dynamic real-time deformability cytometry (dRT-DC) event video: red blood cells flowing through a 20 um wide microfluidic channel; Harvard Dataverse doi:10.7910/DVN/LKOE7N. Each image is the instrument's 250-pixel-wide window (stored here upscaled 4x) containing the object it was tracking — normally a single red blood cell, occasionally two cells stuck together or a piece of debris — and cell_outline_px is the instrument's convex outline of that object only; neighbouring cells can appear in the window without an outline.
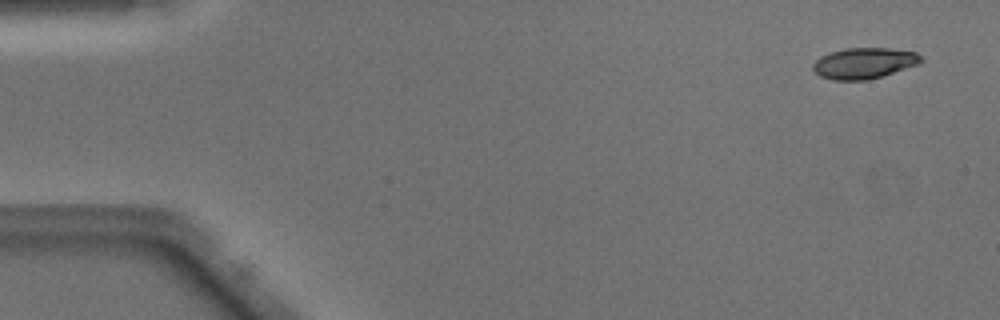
{"species": "Egyptian fruit bat (a non-hibernating species)", "species_latin": "Rousettus aegyptiacus", "temperature_condition": "warm", "stored_images_in_passage": 50, "camera_frame_rate_fps": 3000, "um_per_image_px": 0.085, "animal": {"sex": "male"}, "frame": {"image": 1, "passage_image": 3, "time_ms": 0.667, "image_size_px": [1000, 320], "cell_outline_px": [[924, 60], [920, 64], [868, 80], [832, 80], [820, 76], [812, 68], [812, 64], [820, 56], [844, 48], [888, 48], [916, 52]], "centroid_in_image_um": [73.45, 5.37], "position_along_channel_um": 11.6, "area_um2": 19.48}}
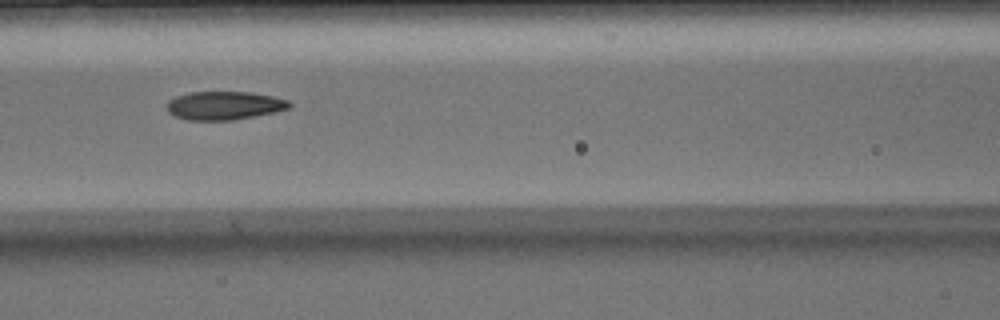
{"frame": {"image": 2, "passage_image": 22, "time_ms": 7.0, "image_size_px": [1000, 320], "cell_outline_px": [[292, 104], [288, 108], [272, 112], [232, 120], [188, 120], [176, 116], [168, 112], [168, 100], [176, 96], [192, 92], [248, 92], [272, 96], [288, 100]], "centroid_in_image_um": [19.04, 8.96], "position_along_channel_um": 147.6, "area_um2": 19.94}}
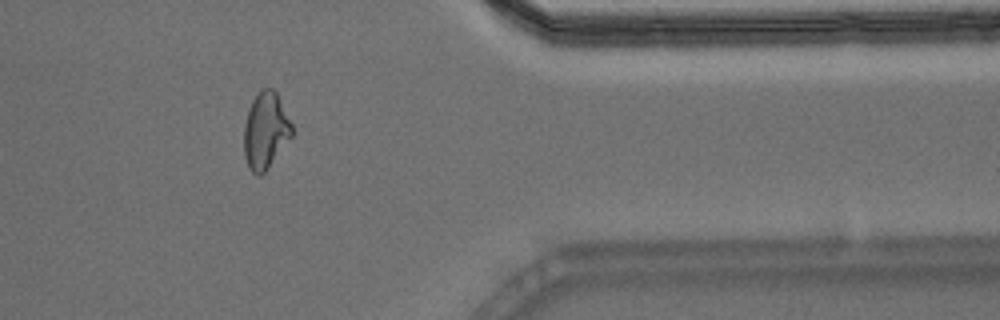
{"frame": {"image": 3, "passage_image": 41, "time_ms": 13.333, "image_size_px": [1000, 320], "cell_outline_px": [[292, 136], [264, 172], [260, 176], [256, 176], [248, 168], [244, 156], [244, 124], [252, 100], [260, 88], [272, 88], [276, 92], [292, 124]], "centroid_in_image_um": [22.55, 11.1], "position_along_channel_um": 388.8, "area_um2": 21.27}, "authors_computed_cell_mechanics": {"area_um2": 20.808, "velocity_mm_per_s": 4.0897, "shape_relaxation_time_tau1_ms": 4.2967, "shape_relaxation_time_tau2_ms": 2.1133, "deformation_change_tau1": 0.1621, "deformation_change_tau2": 0.0955}}